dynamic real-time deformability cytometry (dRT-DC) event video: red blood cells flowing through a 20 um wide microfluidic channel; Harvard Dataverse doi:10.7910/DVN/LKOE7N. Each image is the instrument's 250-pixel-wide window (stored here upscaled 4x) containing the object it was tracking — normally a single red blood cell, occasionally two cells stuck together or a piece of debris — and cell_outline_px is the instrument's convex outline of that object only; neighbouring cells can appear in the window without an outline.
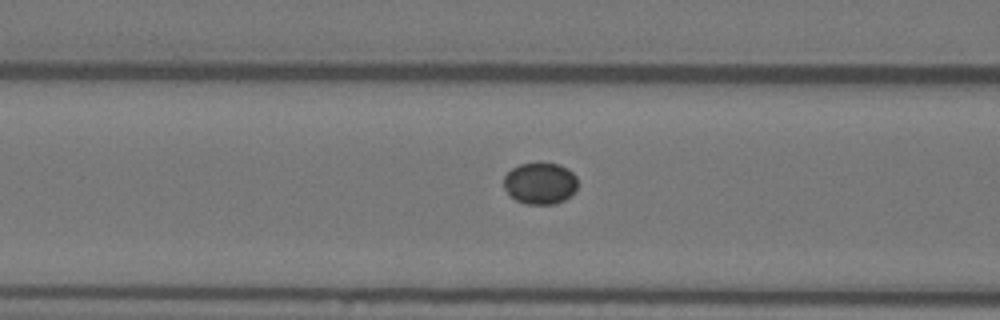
{"species": "Egyptian fruit bat (a non-hibernating species)", "species_latin": "Rousettus aegyptiacus", "temperature_condition": "warm", "stored_images_in_passage": 55, "camera_frame_rate_fps": 3000, "um_per_image_px": 0.085, "animal": {"sex": "female"}, "frame": {"image": 1, "passage_image": 22, "time_ms": 7.0, "image_size_px": [1000, 320], "cell_outline_px": [[576, 188], [564, 200], [556, 204], [524, 204], [508, 196], [504, 188], [504, 176], [512, 168], [520, 164], [560, 164], [568, 168], [576, 176]], "centroid_in_image_um": [45.87, 15.6], "position_along_channel_um": 120.7, "area_um2": 17.86}}
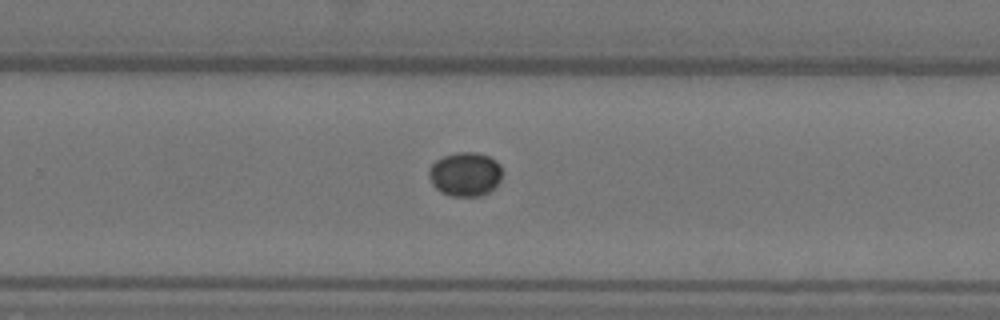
{"frame": {"image": 2, "passage_image": 36, "time_ms": 11.667, "image_size_px": [1000, 320], "cell_outline_px": [[500, 180], [488, 192], [480, 196], [448, 196], [440, 192], [432, 184], [428, 176], [428, 172], [432, 164], [436, 160], [444, 156], [456, 152], [476, 152], [488, 156], [496, 160], [500, 164]], "centroid_in_image_um": [39.51, 14.8], "position_along_channel_um": 290.3, "area_um2": 18.79}}
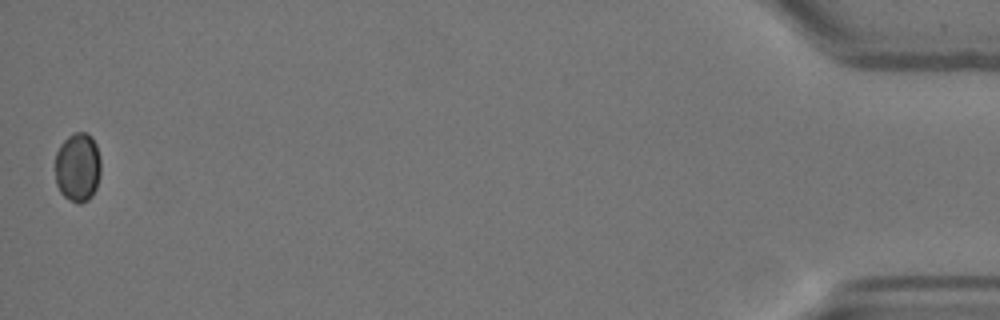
{"frame": {"image": 3, "passage_image": 55, "time_ms": 18.0, "image_size_px": [1000, 320], "cell_outline_px": [[100, 176], [96, 188], [92, 196], [88, 200], [80, 204], [76, 204], [68, 200], [60, 192], [56, 184], [56, 152], [60, 144], [72, 132], [88, 132], [92, 136], [96, 144], [100, 156]], "centroid_in_image_um": [6.62, 14.21], "position_along_channel_um": 428.6, "area_um2": 18.79}}